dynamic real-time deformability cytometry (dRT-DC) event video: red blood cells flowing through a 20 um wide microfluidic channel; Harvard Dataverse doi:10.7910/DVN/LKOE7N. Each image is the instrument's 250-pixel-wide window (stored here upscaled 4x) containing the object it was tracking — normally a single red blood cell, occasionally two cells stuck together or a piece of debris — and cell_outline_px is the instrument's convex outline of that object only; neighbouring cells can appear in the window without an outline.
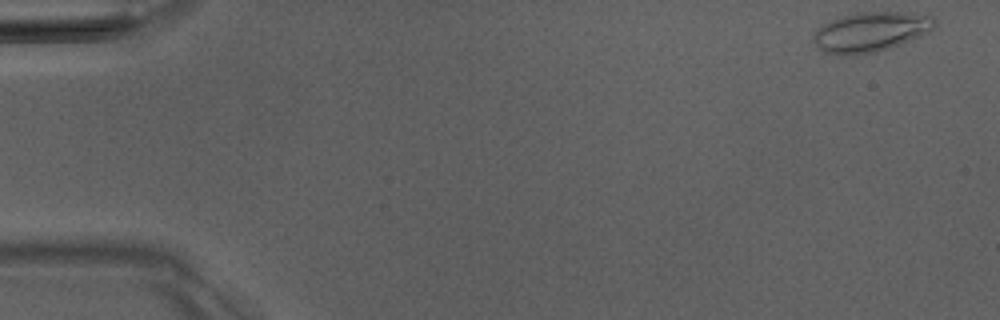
{"species": "Egyptian fruit bat (a non-hibernating species)", "species_latin": "Rousettus aegyptiacus", "temperature_condition": "room temperature", "stored_images_in_passage": 5, "camera_frame_rate_fps": 3000, "um_per_image_px": 0.085, "animal": {"sex": "male"}, "frame": {"image": 1, "passage_image": 1, "time_ms": 0.0, "image_size_px": [1000, 320], "cell_outline_px": [[936, 24], [928, 32], [920, 36], [888, 48], [876, 52], [852, 56], [848, 56], [820, 52], [812, 40], [812, 36], [824, 24], [832, 20], [844, 16], [860, 12], [920, 12], [932, 16], [936, 20]], "centroid_in_image_um": [74.01, 2.72], "position_along_channel_um": 11.0, "area_um2": 28.21}}